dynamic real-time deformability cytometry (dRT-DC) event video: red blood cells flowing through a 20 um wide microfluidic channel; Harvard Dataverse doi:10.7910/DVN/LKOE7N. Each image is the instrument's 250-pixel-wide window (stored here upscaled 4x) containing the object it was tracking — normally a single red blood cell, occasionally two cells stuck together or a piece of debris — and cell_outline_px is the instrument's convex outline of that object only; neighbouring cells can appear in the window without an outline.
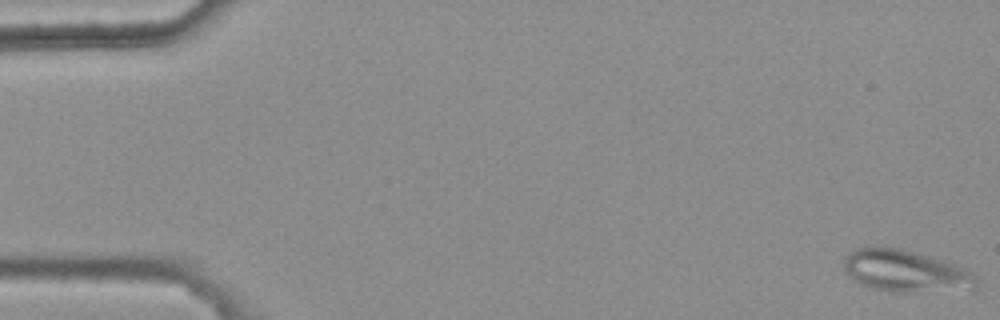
{"species": "common noctule bat (a hibernating species)", "species_latin": "Nyctalus noctula", "temperature_condition": "warm", "stored_images_in_passage": 5, "camera_frame_rate_fps": 3000, "um_per_image_px": 0.085, "animal": {"sex": "female", "body_mass_g": 25.1}, "frame": {"image": 1, "passage_image": 1, "time_ms": 0.0, "image_size_px": [1000, 320], "cell_outline_px": [[980, 284], [976, 288], [912, 292], [892, 292], [872, 288], [856, 280], [844, 268], [844, 260], [856, 248], [900, 248], [928, 256], [968, 268], [980, 280]], "centroid_in_image_um": [77.07, 23.06], "position_along_channel_um": 7.9, "area_um2": 31.73}}